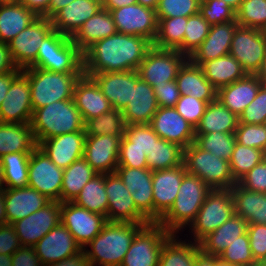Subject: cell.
I'll return each instance as SVG.
<instances>
[{
  "instance_id": "cell-1",
  "label": "cell",
  "mask_w": 266,
  "mask_h": 266,
  "mask_svg": "<svg viewBox=\"0 0 266 266\" xmlns=\"http://www.w3.org/2000/svg\"><path fill=\"white\" fill-rule=\"evenodd\" d=\"M152 47L146 38L116 32L82 53L83 74L137 70Z\"/></svg>"
},
{
  "instance_id": "cell-2",
  "label": "cell",
  "mask_w": 266,
  "mask_h": 266,
  "mask_svg": "<svg viewBox=\"0 0 266 266\" xmlns=\"http://www.w3.org/2000/svg\"><path fill=\"white\" fill-rule=\"evenodd\" d=\"M149 223L107 222L85 250L90 266H120L136 233Z\"/></svg>"
},
{
  "instance_id": "cell-3",
  "label": "cell",
  "mask_w": 266,
  "mask_h": 266,
  "mask_svg": "<svg viewBox=\"0 0 266 266\" xmlns=\"http://www.w3.org/2000/svg\"><path fill=\"white\" fill-rule=\"evenodd\" d=\"M31 128L37 145L62 134L85 131V123L74 100H61L33 111Z\"/></svg>"
},
{
  "instance_id": "cell-4",
  "label": "cell",
  "mask_w": 266,
  "mask_h": 266,
  "mask_svg": "<svg viewBox=\"0 0 266 266\" xmlns=\"http://www.w3.org/2000/svg\"><path fill=\"white\" fill-rule=\"evenodd\" d=\"M210 190L197 176L186 173L176 200L157 223L171 234L177 233L189 223L191 225Z\"/></svg>"
},
{
  "instance_id": "cell-5",
  "label": "cell",
  "mask_w": 266,
  "mask_h": 266,
  "mask_svg": "<svg viewBox=\"0 0 266 266\" xmlns=\"http://www.w3.org/2000/svg\"><path fill=\"white\" fill-rule=\"evenodd\" d=\"M29 68L59 73H83V54L71 37L53 29L43 39L37 59Z\"/></svg>"
},
{
  "instance_id": "cell-6",
  "label": "cell",
  "mask_w": 266,
  "mask_h": 266,
  "mask_svg": "<svg viewBox=\"0 0 266 266\" xmlns=\"http://www.w3.org/2000/svg\"><path fill=\"white\" fill-rule=\"evenodd\" d=\"M33 111L50 103L73 99L74 87L83 73H59L40 68H26Z\"/></svg>"
},
{
  "instance_id": "cell-7",
  "label": "cell",
  "mask_w": 266,
  "mask_h": 266,
  "mask_svg": "<svg viewBox=\"0 0 266 266\" xmlns=\"http://www.w3.org/2000/svg\"><path fill=\"white\" fill-rule=\"evenodd\" d=\"M183 164L188 174L197 176L210 189H231L237 183L229 161L202 150L194 142L184 149Z\"/></svg>"
},
{
  "instance_id": "cell-8",
  "label": "cell",
  "mask_w": 266,
  "mask_h": 266,
  "mask_svg": "<svg viewBox=\"0 0 266 266\" xmlns=\"http://www.w3.org/2000/svg\"><path fill=\"white\" fill-rule=\"evenodd\" d=\"M234 214V200L231 189H211L190 226L194 232V241L198 243Z\"/></svg>"
},
{
  "instance_id": "cell-9",
  "label": "cell",
  "mask_w": 266,
  "mask_h": 266,
  "mask_svg": "<svg viewBox=\"0 0 266 266\" xmlns=\"http://www.w3.org/2000/svg\"><path fill=\"white\" fill-rule=\"evenodd\" d=\"M170 235L157 222L144 225L134 236L120 266H158L163 243Z\"/></svg>"
},
{
  "instance_id": "cell-10",
  "label": "cell",
  "mask_w": 266,
  "mask_h": 266,
  "mask_svg": "<svg viewBox=\"0 0 266 266\" xmlns=\"http://www.w3.org/2000/svg\"><path fill=\"white\" fill-rule=\"evenodd\" d=\"M229 54L239 61L247 74L256 75L266 55V31L238 26Z\"/></svg>"
},
{
  "instance_id": "cell-11",
  "label": "cell",
  "mask_w": 266,
  "mask_h": 266,
  "mask_svg": "<svg viewBox=\"0 0 266 266\" xmlns=\"http://www.w3.org/2000/svg\"><path fill=\"white\" fill-rule=\"evenodd\" d=\"M187 60L188 57L177 50L152 47L139 65L137 72L140 79L154 87L176 80L179 69Z\"/></svg>"
},
{
  "instance_id": "cell-12",
  "label": "cell",
  "mask_w": 266,
  "mask_h": 266,
  "mask_svg": "<svg viewBox=\"0 0 266 266\" xmlns=\"http://www.w3.org/2000/svg\"><path fill=\"white\" fill-rule=\"evenodd\" d=\"M63 171L37 146L29 157L28 186L61 203Z\"/></svg>"
},
{
  "instance_id": "cell-13",
  "label": "cell",
  "mask_w": 266,
  "mask_h": 266,
  "mask_svg": "<svg viewBox=\"0 0 266 266\" xmlns=\"http://www.w3.org/2000/svg\"><path fill=\"white\" fill-rule=\"evenodd\" d=\"M53 30L51 19L38 17L8 44L12 60L21 70L29 68L37 59L43 39Z\"/></svg>"
},
{
  "instance_id": "cell-14",
  "label": "cell",
  "mask_w": 266,
  "mask_h": 266,
  "mask_svg": "<svg viewBox=\"0 0 266 266\" xmlns=\"http://www.w3.org/2000/svg\"><path fill=\"white\" fill-rule=\"evenodd\" d=\"M105 192L108 197V222L151 223L136 208L131 192L116 172L105 174Z\"/></svg>"
},
{
  "instance_id": "cell-15",
  "label": "cell",
  "mask_w": 266,
  "mask_h": 266,
  "mask_svg": "<svg viewBox=\"0 0 266 266\" xmlns=\"http://www.w3.org/2000/svg\"><path fill=\"white\" fill-rule=\"evenodd\" d=\"M61 223V203L50 201L38 211L12 225L22 247H34L49 231Z\"/></svg>"
},
{
  "instance_id": "cell-16",
  "label": "cell",
  "mask_w": 266,
  "mask_h": 266,
  "mask_svg": "<svg viewBox=\"0 0 266 266\" xmlns=\"http://www.w3.org/2000/svg\"><path fill=\"white\" fill-rule=\"evenodd\" d=\"M111 14L117 32L141 36L148 39L152 44L155 41L158 31L155 9L136 3L114 9Z\"/></svg>"
},
{
  "instance_id": "cell-17",
  "label": "cell",
  "mask_w": 266,
  "mask_h": 266,
  "mask_svg": "<svg viewBox=\"0 0 266 266\" xmlns=\"http://www.w3.org/2000/svg\"><path fill=\"white\" fill-rule=\"evenodd\" d=\"M105 216L88 211L73 202L61 203V223L71 232L82 249L107 223Z\"/></svg>"
},
{
  "instance_id": "cell-18",
  "label": "cell",
  "mask_w": 266,
  "mask_h": 266,
  "mask_svg": "<svg viewBox=\"0 0 266 266\" xmlns=\"http://www.w3.org/2000/svg\"><path fill=\"white\" fill-rule=\"evenodd\" d=\"M33 115L28 77L21 71L0 105V122L30 123Z\"/></svg>"
},
{
  "instance_id": "cell-19",
  "label": "cell",
  "mask_w": 266,
  "mask_h": 266,
  "mask_svg": "<svg viewBox=\"0 0 266 266\" xmlns=\"http://www.w3.org/2000/svg\"><path fill=\"white\" fill-rule=\"evenodd\" d=\"M121 136L86 135L83 158L98 174L114 173L118 167Z\"/></svg>"
},
{
  "instance_id": "cell-20",
  "label": "cell",
  "mask_w": 266,
  "mask_h": 266,
  "mask_svg": "<svg viewBox=\"0 0 266 266\" xmlns=\"http://www.w3.org/2000/svg\"><path fill=\"white\" fill-rule=\"evenodd\" d=\"M186 173L184 164L153 172V222H158L171 208Z\"/></svg>"
},
{
  "instance_id": "cell-21",
  "label": "cell",
  "mask_w": 266,
  "mask_h": 266,
  "mask_svg": "<svg viewBox=\"0 0 266 266\" xmlns=\"http://www.w3.org/2000/svg\"><path fill=\"white\" fill-rule=\"evenodd\" d=\"M150 126L162 139L187 148L195 141V128L187 122L175 107H159Z\"/></svg>"
},
{
  "instance_id": "cell-22",
  "label": "cell",
  "mask_w": 266,
  "mask_h": 266,
  "mask_svg": "<svg viewBox=\"0 0 266 266\" xmlns=\"http://www.w3.org/2000/svg\"><path fill=\"white\" fill-rule=\"evenodd\" d=\"M158 108L153 87L139 78L137 70L132 71L131 100L122 110L126 126L150 124Z\"/></svg>"
},
{
  "instance_id": "cell-23",
  "label": "cell",
  "mask_w": 266,
  "mask_h": 266,
  "mask_svg": "<svg viewBox=\"0 0 266 266\" xmlns=\"http://www.w3.org/2000/svg\"><path fill=\"white\" fill-rule=\"evenodd\" d=\"M34 249L42 265L62 261L82 250L71 232L62 223L39 240Z\"/></svg>"
},
{
  "instance_id": "cell-24",
  "label": "cell",
  "mask_w": 266,
  "mask_h": 266,
  "mask_svg": "<svg viewBox=\"0 0 266 266\" xmlns=\"http://www.w3.org/2000/svg\"><path fill=\"white\" fill-rule=\"evenodd\" d=\"M115 172L131 192L136 208L153 222V171L149 168L117 167Z\"/></svg>"
},
{
  "instance_id": "cell-25",
  "label": "cell",
  "mask_w": 266,
  "mask_h": 266,
  "mask_svg": "<svg viewBox=\"0 0 266 266\" xmlns=\"http://www.w3.org/2000/svg\"><path fill=\"white\" fill-rule=\"evenodd\" d=\"M85 137V131L62 134L43 140L38 147L57 167L65 169L74 161L83 158Z\"/></svg>"
},
{
  "instance_id": "cell-26",
  "label": "cell",
  "mask_w": 266,
  "mask_h": 266,
  "mask_svg": "<svg viewBox=\"0 0 266 266\" xmlns=\"http://www.w3.org/2000/svg\"><path fill=\"white\" fill-rule=\"evenodd\" d=\"M73 100L84 123L113 109L96 81L85 74L75 84Z\"/></svg>"
},
{
  "instance_id": "cell-27",
  "label": "cell",
  "mask_w": 266,
  "mask_h": 266,
  "mask_svg": "<svg viewBox=\"0 0 266 266\" xmlns=\"http://www.w3.org/2000/svg\"><path fill=\"white\" fill-rule=\"evenodd\" d=\"M238 26L236 20L211 25L205 40L188 59L195 65L200 66L203 62L229 54L233 35Z\"/></svg>"
},
{
  "instance_id": "cell-28",
  "label": "cell",
  "mask_w": 266,
  "mask_h": 266,
  "mask_svg": "<svg viewBox=\"0 0 266 266\" xmlns=\"http://www.w3.org/2000/svg\"><path fill=\"white\" fill-rule=\"evenodd\" d=\"M50 201L42 193L29 186L24 188H5L4 208L7 224H13L29 216Z\"/></svg>"
},
{
  "instance_id": "cell-29",
  "label": "cell",
  "mask_w": 266,
  "mask_h": 266,
  "mask_svg": "<svg viewBox=\"0 0 266 266\" xmlns=\"http://www.w3.org/2000/svg\"><path fill=\"white\" fill-rule=\"evenodd\" d=\"M261 83L257 75L247 74L217 91V99L238 117L244 109L255 99Z\"/></svg>"
},
{
  "instance_id": "cell-30",
  "label": "cell",
  "mask_w": 266,
  "mask_h": 266,
  "mask_svg": "<svg viewBox=\"0 0 266 266\" xmlns=\"http://www.w3.org/2000/svg\"><path fill=\"white\" fill-rule=\"evenodd\" d=\"M102 6L92 0H74L58 11L52 18L53 29L72 37L78 29L95 15Z\"/></svg>"
},
{
  "instance_id": "cell-31",
  "label": "cell",
  "mask_w": 266,
  "mask_h": 266,
  "mask_svg": "<svg viewBox=\"0 0 266 266\" xmlns=\"http://www.w3.org/2000/svg\"><path fill=\"white\" fill-rule=\"evenodd\" d=\"M92 77L113 109L123 110L132 95V71L85 74Z\"/></svg>"
},
{
  "instance_id": "cell-32",
  "label": "cell",
  "mask_w": 266,
  "mask_h": 266,
  "mask_svg": "<svg viewBox=\"0 0 266 266\" xmlns=\"http://www.w3.org/2000/svg\"><path fill=\"white\" fill-rule=\"evenodd\" d=\"M176 82L181 95H190L207 103L217 99V90L206 79L202 68L189 59L179 69Z\"/></svg>"
},
{
  "instance_id": "cell-33",
  "label": "cell",
  "mask_w": 266,
  "mask_h": 266,
  "mask_svg": "<svg viewBox=\"0 0 266 266\" xmlns=\"http://www.w3.org/2000/svg\"><path fill=\"white\" fill-rule=\"evenodd\" d=\"M248 223L237 215H233L215 231L208 233L199 242L203 253L219 257L220 254L238 237L247 232Z\"/></svg>"
},
{
  "instance_id": "cell-34",
  "label": "cell",
  "mask_w": 266,
  "mask_h": 266,
  "mask_svg": "<svg viewBox=\"0 0 266 266\" xmlns=\"http://www.w3.org/2000/svg\"><path fill=\"white\" fill-rule=\"evenodd\" d=\"M116 32L111 12L102 8L90 19L84 22L71 39L83 53L93 43L107 38Z\"/></svg>"
},
{
  "instance_id": "cell-35",
  "label": "cell",
  "mask_w": 266,
  "mask_h": 266,
  "mask_svg": "<svg viewBox=\"0 0 266 266\" xmlns=\"http://www.w3.org/2000/svg\"><path fill=\"white\" fill-rule=\"evenodd\" d=\"M235 215L248 224L266 225V193L245 189L236 183L232 188Z\"/></svg>"
},
{
  "instance_id": "cell-36",
  "label": "cell",
  "mask_w": 266,
  "mask_h": 266,
  "mask_svg": "<svg viewBox=\"0 0 266 266\" xmlns=\"http://www.w3.org/2000/svg\"><path fill=\"white\" fill-rule=\"evenodd\" d=\"M37 18L20 2H0V42L9 43Z\"/></svg>"
},
{
  "instance_id": "cell-37",
  "label": "cell",
  "mask_w": 266,
  "mask_h": 266,
  "mask_svg": "<svg viewBox=\"0 0 266 266\" xmlns=\"http://www.w3.org/2000/svg\"><path fill=\"white\" fill-rule=\"evenodd\" d=\"M37 146L30 123L0 122V158L9 153L32 152Z\"/></svg>"
},
{
  "instance_id": "cell-38",
  "label": "cell",
  "mask_w": 266,
  "mask_h": 266,
  "mask_svg": "<svg viewBox=\"0 0 266 266\" xmlns=\"http://www.w3.org/2000/svg\"><path fill=\"white\" fill-rule=\"evenodd\" d=\"M200 67L217 91L247 75L239 61L230 54L203 62Z\"/></svg>"
},
{
  "instance_id": "cell-39",
  "label": "cell",
  "mask_w": 266,
  "mask_h": 266,
  "mask_svg": "<svg viewBox=\"0 0 266 266\" xmlns=\"http://www.w3.org/2000/svg\"><path fill=\"white\" fill-rule=\"evenodd\" d=\"M239 125V117L226 108L218 99L207 105L195 134L211 132L235 133Z\"/></svg>"
},
{
  "instance_id": "cell-40",
  "label": "cell",
  "mask_w": 266,
  "mask_h": 266,
  "mask_svg": "<svg viewBox=\"0 0 266 266\" xmlns=\"http://www.w3.org/2000/svg\"><path fill=\"white\" fill-rule=\"evenodd\" d=\"M98 173L84 159L74 161L63 171L61 203L72 202L84 185Z\"/></svg>"
},
{
  "instance_id": "cell-41",
  "label": "cell",
  "mask_w": 266,
  "mask_h": 266,
  "mask_svg": "<svg viewBox=\"0 0 266 266\" xmlns=\"http://www.w3.org/2000/svg\"><path fill=\"white\" fill-rule=\"evenodd\" d=\"M175 236L171 234L163 243L158 266H194L199 244L181 242Z\"/></svg>"
},
{
  "instance_id": "cell-42",
  "label": "cell",
  "mask_w": 266,
  "mask_h": 266,
  "mask_svg": "<svg viewBox=\"0 0 266 266\" xmlns=\"http://www.w3.org/2000/svg\"><path fill=\"white\" fill-rule=\"evenodd\" d=\"M72 202L107 219L108 197L105 192V174H97L89 180Z\"/></svg>"
},
{
  "instance_id": "cell-43",
  "label": "cell",
  "mask_w": 266,
  "mask_h": 266,
  "mask_svg": "<svg viewBox=\"0 0 266 266\" xmlns=\"http://www.w3.org/2000/svg\"><path fill=\"white\" fill-rule=\"evenodd\" d=\"M188 17L162 18L158 21V31L153 47L163 50H178L184 40Z\"/></svg>"
},
{
  "instance_id": "cell-44",
  "label": "cell",
  "mask_w": 266,
  "mask_h": 266,
  "mask_svg": "<svg viewBox=\"0 0 266 266\" xmlns=\"http://www.w3.org/2000/svg\"><path fill=\"white\" fill-rule=\"evenodd\" d=\"M183 157V147L160 138L157 142H154L153 148L146 159L148 168L154 172L182 165Z\"/></svg>"
},
{
  "instance_id": "cell-45",
  "label": "cell",
  "mask_w": 266,
  "mask_h": 266,
  "mask_svg": "<svg viewBox=\"0 0 266 266\" xmlns=\"http://www.w3.org/2000/svg\"><path fill=\"white\" fill-rule=\"evenodd\" d=\"M31 152L9 153L1 157L5 188L28 186V166ZM7 184V185H6Z\"/></svg>"
},
{
  "instance_id": "cell-46",
  "label": "cell",
  "mask_w": 266,
  "mask_h": 266,
  "mask_svg": "<svg viewBox=\"0 0 266 266\" xmlns=\"http://www.w3.org/2000/svg\"><path fill=\"white\" fill-rule=\"evenodd\" d=\"M194 143L216 157L230 161L236 143L235 133L211 132L195 134Z\"/></svg>"
},
{
  "instance_id": "cell-47",
  "label": "cell",
  "mask_w": 266,
  "mask_h": 266,
  "mask_svg": "<svg viewBox=\"0 0 266 266\" xmlns=\"http://www.w3.org/2000/svg\"><path fill=\"white\" fill-rule=\"evenodd\" d=\"M126 124L123 118L122 110L111 109L109 112L99 115L96 118L88 120L85 123L86 135L123 136Z\"/></svg>"
},
{
  "instance_id": "cell-48",
  "label": "cell",
  "mask_w": 266,
  "mask_h": 266,
  "mask_svg": "<svg viewBox=\"0 0 266 266\" xmlns=\"http://www.w3.org/2000/svg\"><path fill=\"white\" fill-rule=\"evenodd\" d=\"M265 158L266 153L264 151L236 142L229 161L233 178L238 181Z\"/></svg>"
},
{
  "instance_id": "cell-49",
  "label": "cell",
  "mask_w": 266,
  "mask_h": 266,
  "mask_svg": "<svg viewBox=\"0 0 266 266\" xmlns=\"http://www.w3.org/2000/svg\"><path fill=\"white\" fill-rule=\"evenodd\" d=\"M211 25L200 13L188 17L182 46L177 50L188 58L209 34Z\"/></svg>"
},
{
  "instance_id": "cell-50",
  "label": "cell",
  "mask_w": 266,
  "mask_h": 266,
  "mask_svg": "<svg viewBox=\"0 0 266 266\" xmlns=\"http://www.w3.org/2000/svg\"><path fill=\"white\" fill-rule=\"evenodd\" d=\"M236 21L241 27L266 31V0H243Z\"/></svg>"
},
{
  "instance_id": "cell-51",
  "label": "cell",
  "mask_w": 266,
  "mask_h": 266,
  "mask_svg": "<svg viewBox=\"0 0 266 266\" xmlns=\"http://www.w3.org/2000/svg\"><path fill=\"white\" fill-rule=\"evenodd\" d=\"M224 262L238 266H255L247 232L229 245L218 257Z\"/></svg>"
},
{
  "instance_id": "cell-52",
  "label": "cell",
  "mask_w": 266,
  "mask_h": 266,
  "mask_svg": "<svg viewBox=\"0 0 266 266\" xmlns=\"http://www.w3.org/2000/svg\"><path fill=\"white\" fill-rule=\"evenodd\" d=\"M124 136L129 140V148H138L149 155L154 142L160 137L153 131L150 124H132L126 126Z\"/></svg>"
},
{
  "instance_id": "cell-53",
  "label": "cell",
  "mask_w": 266,
  "mask_h": 266,
  "mask_svg": "<svg viewBox=\"0 0 266 266\" xmlns=\"http://www.w3.org/2000/svg\"><path fill=\"white\" fill-rule=\"evenodd\" d=\"M201 0H160L156 9L157 20L171 17H189L199 13Z\"/></svg>"
},
{
  "instance_id": "cell-54",
  "label": "cell",
  "mask_w": 266,
  "mask_h": 266,
  "mask_svg": "<svg viewBox=\"0 0 266 266\" xmlns=\"http://www.w3.org/2000/svg\"><path fill=\"white\" fill-rule=\"evenodd\" d=\"M199 13L210 25L236 20V11L223 0H201Z\"/></svg>"
},
{
  "instance_id": "cell-55",
  "label": "cell",
  "mask_w": 266,
  "mask_h": 266,
  "mask_svg": "<svg viewBox=\"0 0 266 266\" xmlns=\"http://www.w3.org/2000/svg\"><path fill=\"white\" fill-rule=\"evenodd\" d=\"M236 142L260 149L266 153V129L264 124L239 123L235 131Z\"/></svg>"
},
{
  "instance_id": "cell-56",
  "label": "cell",
  "mask_w": 266,
  "mask_h": 266,
  "mask_svg": "<svg viewBox=\"0 0 266 266\" xmlns=\"http://www.w3.org/2000/svg\"><path fill=\"white\" fill-rule=\"evenodd\" d=\"M209 103L196 99L190 95H181L176 103L178 113L189 122L194 128L200 123L201 117L205 113Z\"/></svg>"
},
{
  "instance_id": "cell-57",
  "label": "cell",
  "mask_w": 266,
  "mask_h": 266,
  "mask_svg": "<svg viewBox=\"0 0 266 266\" xmlns=\"http://www.w3.org/2000/svg\"><path fill=\"white\" fill-rule=\"evenodd\" d=\"M266 122V86L262 85L255 99L239 116V123L264 124Z\"/></svg>"
},
{
  "instance_id": "cell-58",
  "label": "cell",
  "mask_w": 266,
  "mask_h": 266,
  "mask_svg": "<svg viewBox=\"0 0 266 266\" xmlns=\"http://www.w3.org/2000/svg\"><path fill=\"white\" fill-rule=\"evenodd\" d=\"M146 153L138 148H129V140L123 135L120 141L118 167L148 168Z\"/></svg>"
},
{
  "instance_id": "cell-59",
  "label": "cell",
  "mask_w": 266,
  "mask_h": 266,
  "mask_svg": "<svg viewBox=\"0 0 266 266\" xmlns=\"http://www.w3.org/2000/svg\"><path fill=\"white\" fill-rule=\"evenodd\" d=\"M237 183L249 191L266 193V158L243 175Z\"/></svg>"
},
{
  "instance_id": "cell-60",
  "label": "cell",
  "mask_w": 266,
  "mask_h": 266,
  "mask_svg": "<svg viewBox=\"0 0 266 266\" xmlns=\"http://www.w3.org/2000/svg\"><path fill=\"white\" fill-rule=\"evenodd\" d=\"M247 234L254 260H266V225L248 224Z\"/></svg>"
},
{
  "instance_id": "cell-61",
  "label": "cell",
  "mask_w": 266,
  "mask_h": 266,
  "mask_svg": "<svg viewBox=\"0 0 266 266\" xmlns=\"http://www.w3.org/2000/svg\"><path fill=\"white\" fill-rule=\"evenodd\" d=\"M159 107H175L181 97L176 80L153 87Z\"/></svg>"
},
{
  "instance_id": "cell-62",
  "label": "cell",
  "mask_w": 266,
  "mask_h": 266,
  "mask_svg": "<svg viewBox=\"0 0 266 266\" xmlns=\"http://www.w3.org/2000/svg\"><path fill=\"white\" fill-rule=\"evenodd\" d=\"M22 245L12 224L0 226V254L12 255Z\"/></svg>"
},
{
  "instance_id": "cell-63",
  "label": "cell",
  "mask_w": 266,
  "mask_h": 266,
  "mask_svg": "<svg viewBox=\"0 0 266 266\" xmlns=\"http://www.w3.org/2000/svg\"><path fill=\"white\" fill-rule=\"evenodd\" d=\"M12 266H43L34 247H21L11 255Z\"/></svg>"
},
{
  "instance_id": "cell-64",
  "label": "cell",
  "mask_w": 266,
  "mask_h": 266,
  "mask_svg": "<svg viewBox=\"0 0 266 266\" xmlns=\"http://www.w3.org/2000/svg\"><path fill=\"white\" fill-rule=\"evenodd\" d=\"M43 266H90L89 259L86 255L84 249L80 250L78 253L55 263H48Z\"/></svg>"
},
{
  "instance_id": "cell-65",
  "label": "cell",
  "mask_w": 266,
  "mask_h": 266,
  "mask_svg": "<svg viewBox=\"0 0 266 266\" xmlns=\"http://www.w3.org/2000/svg\"><path fill=\"white\" fill-rule=\"evenodd\" d=\"M20 3L38 17L47 18V10L51 0H21Z\"/></svg>"
},
{
  "instance_id": "cell-66",
  "label": "cell",
  "mask_w": 266,
  "mask_h": 266,
  "mask_svg": "<svg viewBox=\"0 0 266 266\" xmlns=\"http://www.w3.org/2000/svg\"><path fill=\"white\" fill-rule=\"evenodd\" d=\"M7 43L0 42V75L16 69Z\"/></svg>"
},
{
  "instance_id": "cell-67",
  "label": "cell",
  "mask_w": 266,
  "mask_h": 266,
  "mask_svg": "<svg viewBox=\"0 0 266 266\" xmlns=\"http://www.w3.org/2000/svg\"><path fill=\"white\" fill-rule=\"evenodd\" d=\"M20 68H16L12 71L6 72L0 75V105L4 101V98L9 91L13 79L21 72Z\"/></svg>"
},
{
  "instance_id": "cell-68",
  "label": "cell",
  "mask_w": 266,
  "mask_h": 266,
  "mask_svg": "<svg viewBox=\"0 0 266 266\" xmlns=\"http://www.w3.org/2000/svg\"><path fill=\"white\" fill-rule=\"evenodd\" d=\"M216 256L203 253L201 250L196 254L194 266H215Z\"/></svg>"
},
{
  "instance_id": "cell-69",
  "label": "cell",
  "mask_w": 266,
  "mask_h": 266,
  "mask_svg": "<svg viewBox=\"0 0 266 266\" xmlns=\"http://www.w3.org/2000/svg\"><path fill=\"white\" fill-rule=\"evenodd\" d=\"M74 0H51L49 8L47 10V18L51 19L58 11L67 6Z\"/></svg>"
},
{
  "instance_id": "cell-70",
  "label": "cell",
  "mask_w": 266,
  "mask_h": 266,
  "mask_svg": "<svg viewBox=\"0 0 266 266\" xmlns=\"http://www.w3.org/2000/svg\"><path fill=\"white\" fill-rule=\"evenodd\" d=\"M136 3L137 0H106V3L102 8L111 12L114 9H119L123 6H129Z\"/></svg>"
},
{
  "instance_id": "cell-71",
  "label": "cell",
  "mask_w": 266,
  "mask_h": 266,
  "mask_svg": "<svg viewBox=\"0 0 266 266\" xmlns=\"http://www.w3.org/2000/svg\"><path fill=\"white\" fill-rule=\"evenodd\" d=\"M7 224L4 208V190H0V226Z\"/></svg>"
},
{
  "instance_id": "cell-72",
  "label": "cell",
  "mask_w": 266,
  "mask_h": 266,
  "mask_svg": "<svg viewBox=\"0 0 266 266\" xmlns=\"http://www.w3.org/2000/svg\"><path fill=\"white\" fill-rule=\"evenodd\" d=\"M159 1L160 0H137V3L144 6V7L156 10Z\"/></svg>"
},
{
  "instance_id": "cell-73",
  "label": "cell",
  "mask_w": 266,
  "mask_h": 266,
  "mask_svg": "<svg viewBox=\"0 0 266 266\" xmlns=\"http://www.w3.org/2000/svg\"><path fill=\"white\" fill-rule=\"evenodd\" d=\"M256 75L259 77L261 83L264 86H266V55H265L262 67H261L260 71Z\"/></svg>"
},
{
  "instance_id": "cell-74",
  "label": "cell",
  "mask_w": 266,
  "mask_h": 266,
  "mask_svg": "<svg viewBox=\"0 0 266 266\" xmlns=\"http://www.w3.org/2000/svg\"><path fill=\"white\" fill-rule=\"evenodd\" d=\"M0 266H12L11 255L0 254Z\"/></svg>"
},
{
  "instance_id": "cell-75",
  "label": "cell",
  "mask_w": 266,
  "mask_h": 266,
  "mask_svg": "<svg viewBox=\"0 0 266 266\" xmlns=\"http://www.w3.org/2000/svg\"><path fill=\"white\" fill-rule=\"evenodd\" d=\"M223 1L226 2L232 9L237 11L243 0H223Z\"/></svg>"
},
{
  "instance_id": "cell-76",
  "label": "cell",
  "mask_w": 266,
  "mask_h": 266,
  "mask_svg": "<svg viewBox=\"0 0 266 266\" xmlns=\"http://www.w3.org/2000/svg\"><path fill=\"white\" fill-rule=\"evenodd\" d=\"M5 181H4V173H3V166L0 159V190L5 189Z\"/></svg>"
},
{
  "instance_id": "cell-77",
  "label": "cell",
  "mask_w": 266,
  "mask_h": 266,
  "mask_svg": "<svg viewBox=\"0 0 266 266\" xmlns=\"http://www.w3.org/2000/svg\"><path fill=\"white\" fill-rule=\"evenodd\" d=\"M215 266H238V265H234V264H230V263L224 262L221 259H219L218 257H216V265Z\"/></svg>"
},
{
  "instance_id": "cell-78",
  "label": "cell",
  "mask_w": 266,
  "mask_h": 266,
  "mask_svg": "<svg viewBox=\"0 0 266 266\" xmlns=\"http://www.w3.org/2000/svg\"><path fill=\"white\" fill-rule=\"evenodd\" d=\"M92 1H95L97 2L100 6H104V4L106 3V0H92Z\"/></svg>"
},
{
  "instance_id": "cell-79",
  "label": "cell",
  "mask_w": 266,
  "mask_h": 266,
  "mask_svg": "<svg viewBox=\"0 0 266 266\" xmlns=\"http://www.w3.org/2000/svg\"><path fill=\"white\" fill-rule=\"evenodd\" d=\"M255 266H266V260L257 262Z\"/></svg>"
},
{
  "instance_id": "cell-80",
  "label": "cell",
  "mask_w": 266,
  "mask_h": 266,
  "mask_svg": "<svg viewBox=\"0 0 266 266\" xmlns=\"http://www.w3.org/2000/svg\"><path fill=\"white\" fill-rule=\"evenodd\" d=\"M21 0H0V2H20Z\"/></svg>"
}]
</instances>
